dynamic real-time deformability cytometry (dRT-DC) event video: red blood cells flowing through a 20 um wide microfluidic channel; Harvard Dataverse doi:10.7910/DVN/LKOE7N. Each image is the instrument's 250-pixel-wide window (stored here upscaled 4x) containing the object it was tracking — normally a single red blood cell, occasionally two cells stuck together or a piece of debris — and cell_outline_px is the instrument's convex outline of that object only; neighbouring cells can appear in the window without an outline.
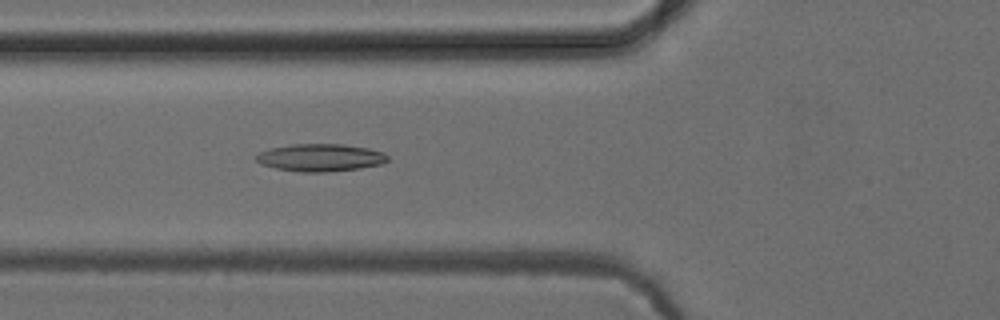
{"species": "common noctule bat (a hibernating species)", "species_latin": "Nyctalus noctula", "temperature_condition": "cold", "stored_images_in_passage": 37, "camera_frame_rate_fps": 3000, "um_per_image_px": 0.085, "animal": {"sex": "female", "body_mass_g": 24.6, "forearm_length_mm": 56.2}, "frame": {"image": 1, "passage_image": 7, "time_ms": 2.0, "image_size_px": [1000, 320], "cell_outline_px": [[388, 160], [380, 164], [360, 168], [324, 172], [300, 172], [276, 168], [260, 164], [256, 160], [256, 156], [260, 152], [268, 148], [292, 144], [344, 144], [368, 148], [384, 152], [388, 156]], "centroid_in_image_um": [27.22, 13.39], "position_along_channel_um": 98.6, "area_um2": 21.1}}
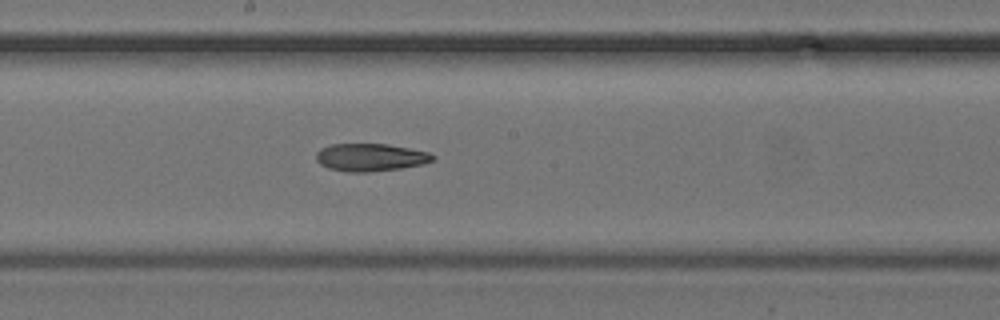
{"frame": {"image": 2, "passage_image": 16, "time_ms": 5.0, "image_size_px": [1000, 320], "cell_outline_px": [[436, 160], [424, 164], [400, 168], [368, 172], [348, 172], [328, 168], [320, 164], [316, 160], [316, 152], [320, 148], [332, 144], [388, 144], [428, 152], [436, 156]], "centroid_in_image_um": [31.5, 13.37], "position_along_channel_um": 216.7, "area_um2": 18.9}}
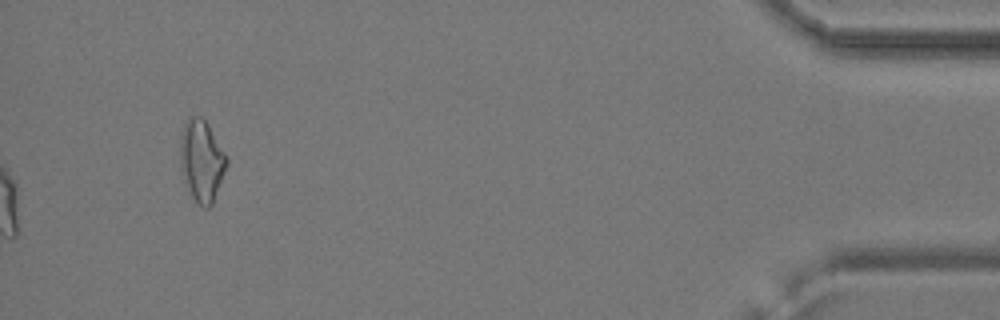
{"frame": {"image": 3, "passage_image": 37, "time_ms": 12.0, "image_size_px": [1000, 320], "cell_outline_px": [[228, 164], [212, 204], [208, 208], [204, 208], [196, 204], [180, 172], [180, 136], [184, 124], [188, 116], [200, 116], [208, 124], [224, 152], [228, 160]], "centroid_in_image_um": [17.12, 13.67], "position_along_channel_um": 418.1, "area_um2": 22.2}}